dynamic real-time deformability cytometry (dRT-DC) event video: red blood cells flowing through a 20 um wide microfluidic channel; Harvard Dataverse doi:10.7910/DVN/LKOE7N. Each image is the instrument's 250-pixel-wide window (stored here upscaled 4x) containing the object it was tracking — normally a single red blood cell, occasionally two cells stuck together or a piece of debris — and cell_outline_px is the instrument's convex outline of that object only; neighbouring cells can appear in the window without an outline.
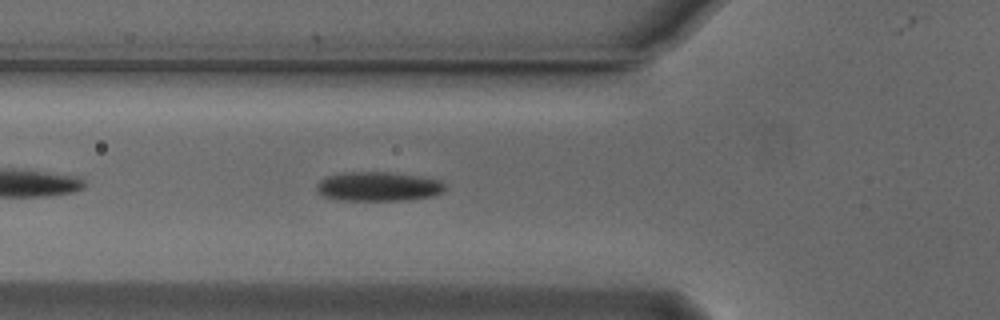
{"species": "Egyptian fruit bat (a non-hibernating species)", "species_latin": "Rousettus aegyptiacus", "temperature_condition": "cold", "stored_images_in_passage": 41, "camera_frame_rate_fps": 3000, "um_per_image_px": 0.085, "animal": {"sex": "male"}, "frame": {"image": 1, "passage_image": 6, "time_ms": 1.667, "image_size_px": [1000, 320], "cell_outline_px": [[444, 192], [432, 196], [404, 200], [336, 200], [324, 196], [316, 192], [316, 184], [324, 176], [340, 172], [388, 172], [420, 176], [440, 180], [444, 184]], "centroid_in_image_um": [32.09, 15.84], "position_along_channel_um": 93.7, "area_um2": 22.14}}
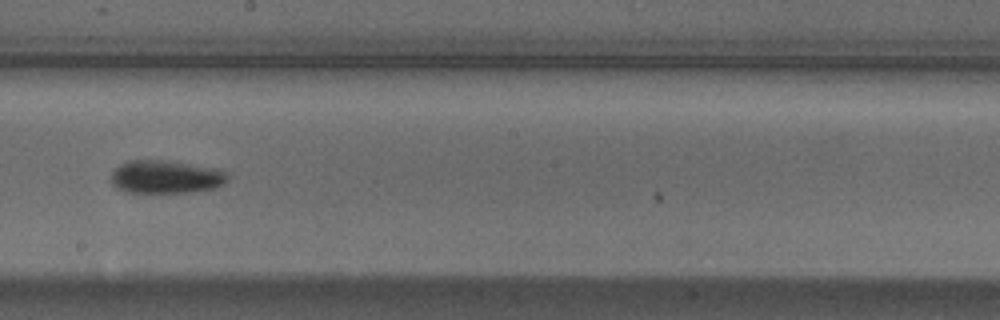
{"frame": {"image": 2, "passage_image": 17, "time_ms": 5.333, "image_size_px": [1000, 320], "cell_outline_px": [[228, 180], [224, 184], [216, 188], [192, 192], [124, 192], [116, 188], [112, 184], [112, 172], [120, 164], [132, 160], [168, 160], [216, 168], [228, 172]], "centroid_in_image_um": [14.13, 15.03], "position_along_channel_um": 234.1, "area_um2": 22.66}}
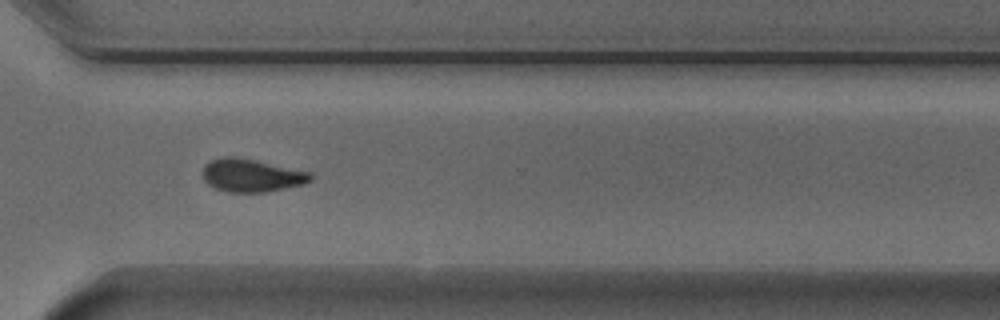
{"frame": {"image": 3, "passage_image": 26, "time_ms": 8.333, "image_size_px": [1000, 320], "cell_outline_px": [[312, 180], [304, 184], [268, 192], [228, 192], [216, 188], [208, 184], [204, 180], [204, 164], [208, 160], [224, 156], [232, 156], [312, 172]], "centroid_in_image_um": [21.38, 14.91], "position_along_channel_um": 349.2, "area_um2": 20.63}, "authors_computed_cell_mechanics": {"area_um2": 21.5594, "velocity_mm_per_s": 3.8373, "shape_relaxation_time_tau1_ms": 3.8224, "shape_relaxation_time_tau2_ms": null, "deformation_change_tau1": 0.1094, "deformation_change_tau2": null}}